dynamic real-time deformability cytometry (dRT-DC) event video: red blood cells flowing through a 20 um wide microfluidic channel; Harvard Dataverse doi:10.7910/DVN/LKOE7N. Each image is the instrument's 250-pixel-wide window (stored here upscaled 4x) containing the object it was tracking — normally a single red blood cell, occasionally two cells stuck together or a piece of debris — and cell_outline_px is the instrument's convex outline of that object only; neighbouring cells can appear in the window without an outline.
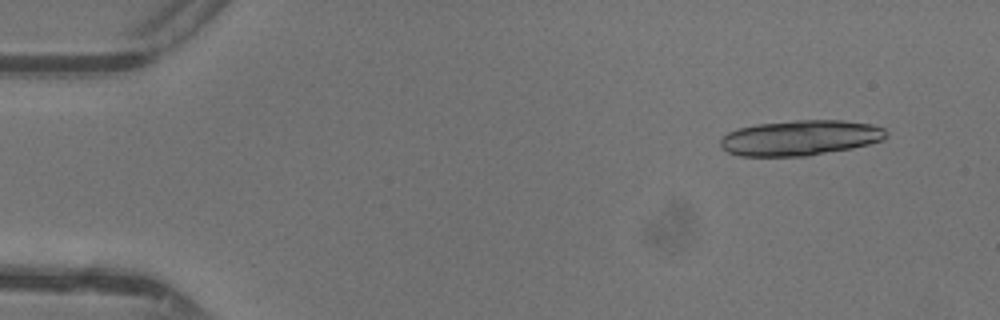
{"species": "common noctule bat (a hibernating species)", "species_latin": "Nyctalus noctula", "temperature_condition": "warm", "stored_images_in_passage": 14, "camera_frame_rate_fps": 3000, "um_per_image_px": 0.085, "animal": {"sex": "female"}, "frame": {"image": 1, "passage_image": 3, "time_ms": 0.667, "image_size_px": [1000, 320], "cell_outline_px": [[888, 136], [884, 140], [852, 148], [808, 156], [740, 156], [728, 152], [720, 148], [720, 140], [728, 132], [740, 128], [756, 124], [796, 120], [844, 120], [872, 124], [884, 128], [888, 132]], "centroid_in_image_um": [68.05, 11.71], "position_along_channel_um": 17.0, "area_um2": 34.33}}